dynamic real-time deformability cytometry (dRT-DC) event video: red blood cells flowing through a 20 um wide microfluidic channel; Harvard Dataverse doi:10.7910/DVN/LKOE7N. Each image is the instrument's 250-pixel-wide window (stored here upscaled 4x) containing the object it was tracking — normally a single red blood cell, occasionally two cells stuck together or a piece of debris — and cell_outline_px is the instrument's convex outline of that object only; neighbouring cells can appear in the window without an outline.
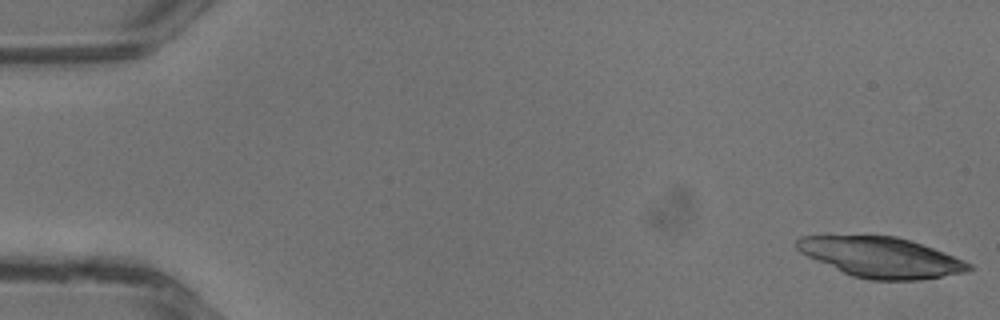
{"species": "common noctule bat (a hibernating species)", "species_latin": "Nyctalus noctula", "temperature_condition": "warm", "stored_images_in_passage": 37, "camera_frame_rate_fps": 3000, "um_per_image_px": 0.085, "animal": {"sex": "male", "body_mass_g": 13.3}, "frame": {"image": 1, "passage_image": 1, "time_ms": 0.0, "image_size_px": [1000, 320], "cell_outline_px": [[972, 268], [964, 272], [920, 280], [872, 280], [852, 276], [808, 256], [800, 252], [796, 248], [796, 240], [800, 236], [896, 236], [944, 252], [964, 260], [972, 264]], "centroid_in_image_um": [74.9, 21.87], "position_along_channel_um": 10.1, "area_um2": 39.77}}